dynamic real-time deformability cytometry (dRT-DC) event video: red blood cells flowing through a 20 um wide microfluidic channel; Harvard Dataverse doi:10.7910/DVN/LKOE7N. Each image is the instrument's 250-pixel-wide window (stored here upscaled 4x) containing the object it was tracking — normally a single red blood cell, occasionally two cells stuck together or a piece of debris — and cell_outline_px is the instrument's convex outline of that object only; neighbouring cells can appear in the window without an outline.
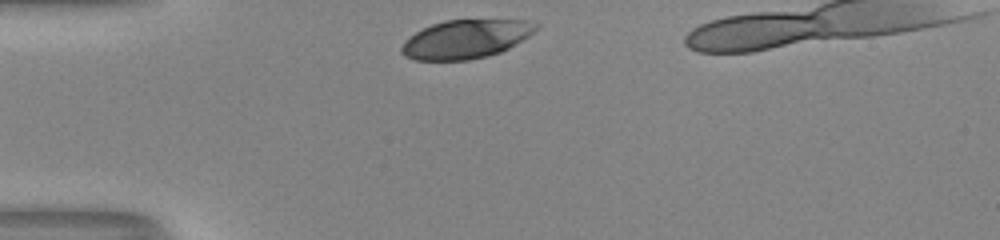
{"species": "human", "species_latin": "Homo sapiens", "temperature_condition": "room temperature", "stored_images_in_passage": 29, "camera_frame_rate_fps": 3000, "um_per_image_px": 0.085, "donor": {"sex": "male"}, "frame": {"image": 1, "passage_image": 1, "time_ms": 0.0, "image_size_px": [1000, 240], "cell_outline_px": [[540, 24], [528, 36], [508, 48], [500, 52], [488, 56], [468, 60], [416, 60], [404, 56], [400, 52], [400, 48], [416, 32], [432, 24], [444, 20], [528, 20]], "centroid_in_image_um": [39.6, 3.33], "position_along_channel_um": 45.4, "area_um2": 29.94}}
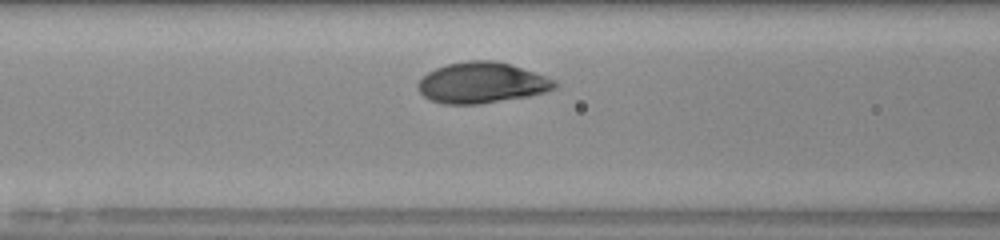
{"frame": {"image": 2, "passage_image": 9, "time_ms": 2.667, "image_size_px": [1000, 240], "cell_outline_px": [[560, 84], [556, 88], [548, 92], [528, 96], [480, 104], [440, 104], [424, 96], [420, 92], [416, 84], [428, 72], [436, 68], [448, 64], [468, 60], [496, 60], [556, 80]], "centroid_in_image_um": [40.96, 7.04], "position_along_channel_um": 125.6, "area_um2": 32.48}}
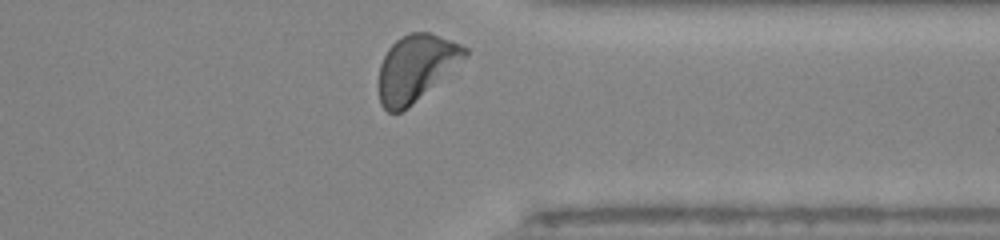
{"frame": {"image": 3, "passage_image": 28, "time_ms": 9.0, "image_size_px": [1000, 240], "cell_outline_px": [[468, 56], [408, 108], [400, 112], [388, 112], [380, 104], [380, 64], [388, 48], [396, 40], [412, 32], [428, 32], [452, 40], [468, 48]], "centroid_in_image_um": [35.37, 5.76], "position_along_channel_um": 376.0, "area_um2": 32.89}, "authors_computed_cell_mechanics": {"area_um2": 32.3102, "velocity_mm_per_s": 3.991, "shape_relaxation_time_tau1_ms": 1.4656, "shape_relaxation_time_tau2_ms": null, "deformation_change_tau1": 0.1187, "deformation_change_tau2": null}}